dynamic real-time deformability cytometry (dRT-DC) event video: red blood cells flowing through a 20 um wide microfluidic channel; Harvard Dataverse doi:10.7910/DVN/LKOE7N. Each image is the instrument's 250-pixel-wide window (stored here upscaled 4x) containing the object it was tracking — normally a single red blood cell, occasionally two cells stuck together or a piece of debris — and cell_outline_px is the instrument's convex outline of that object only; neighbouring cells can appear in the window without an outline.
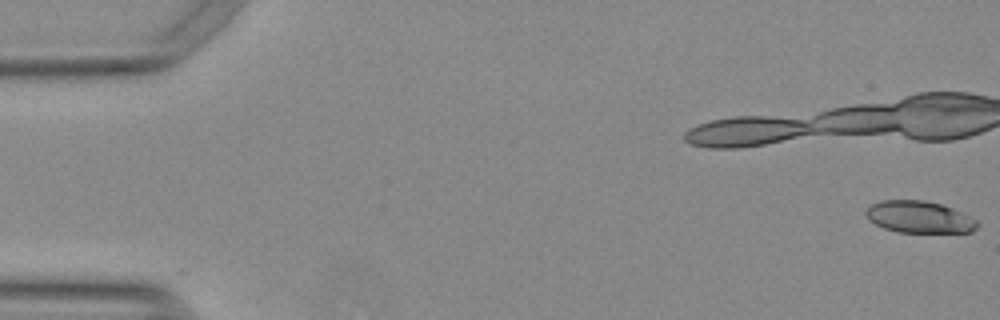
{"species": "Egyptian fruit bat (a non-hibernating species)", "species_latin": "Rousettus aegyptiacus", "temperature_condition": "warm", "stored_images_in_passage": 48, "camera_frame_rate_fps": 3000, "um_per_image_px": 0.085, "animal": {"sex": "female"}, "frame": {"image": 1, "passage_image": 1, "time_ms": 0.0, "image_size_px": [1000, 320], "cell_outline_px": [[980, 224], [972, 232], [896, 232], [884, 228], [868, 220], [864, 212], [872, 204], [880, 200], [924, 200], [940, 204], [952, 208], [976, 220]], "centroid_in_image_um": [78.11, 18.45], "position_along_channel_um": 6.9, "area_um2": 20.63}, "authors_computed_cell_mechanics": {"area_um2": 23.0911, "velocity_mm_per_s": 3.7867, "shape_relaxation_time_tau1_ms": null, "shape_relaxation_time_tau2_ms": 8.2492, "deformation_change_tau1": null, "deformation_change_tau2": 0.1992}}